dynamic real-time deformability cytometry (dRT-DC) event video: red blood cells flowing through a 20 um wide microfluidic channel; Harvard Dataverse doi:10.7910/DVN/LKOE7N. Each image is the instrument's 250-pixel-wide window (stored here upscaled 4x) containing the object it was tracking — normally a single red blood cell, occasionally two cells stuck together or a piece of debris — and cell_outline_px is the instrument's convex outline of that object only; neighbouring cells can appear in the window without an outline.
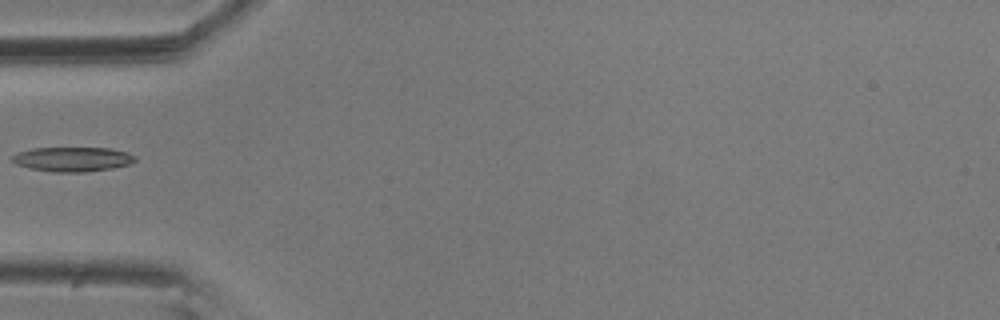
{"species": "common noctule bat (a hibernating species)", "species_latin": "Nyctalus noctula", "temperature_condition": "room temperature", "stored_images_in_passage": 5, "camera_frame_rate_fps": 3000, "um_per_image_px": 0.085, "animal": {"sex": "male", "body_mass_g": 20.5, "forearm_length_mm": 52.5}, "frame": {"image": 1, "passage_image": 3, "time_ms": 0.667, "image_size_px": [1000, 320], "cell_outline_px": [[136, 160], [128, 164], [112, 168], [84, 172], [52, 172], [32, 168], [16, 164], [12, 160], [12, 156], [16, 152], [32, 148], [108, 148], [128, 152], [136, 156]], "centroid_in_image_um": [6.16, 13.52], "position_along_channel_um": 78.8, "area_um2": 17.51}}
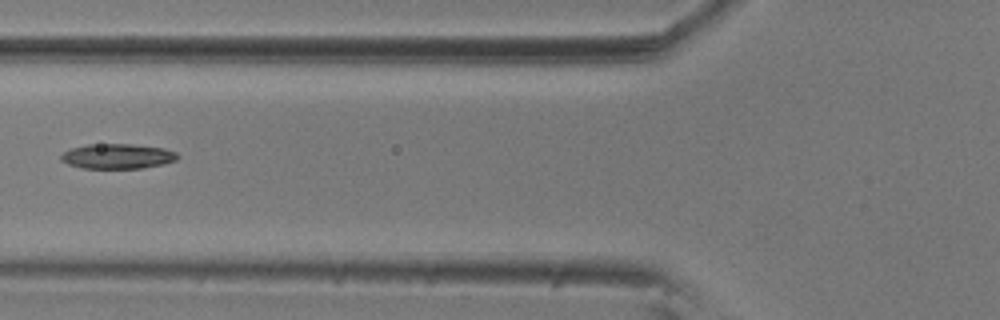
{"frame": {"image": 2, "passage_image": 4, "time_ms": 1.0, "image_size_px": [1000, 320], "cell_outline_px": [[180, 156], [176, 160], [164, 164], [144, 168], [80, 168], [68, 164], [60, 160], [60, 156], [64, 152], [72, 148], [88, 144], [132, 144], [164, 148], [176, 152]], "centroid_in_image_um": [10.0, 13.28], "position_along_channel_um": 115.8, "area_um2": 17.05}}
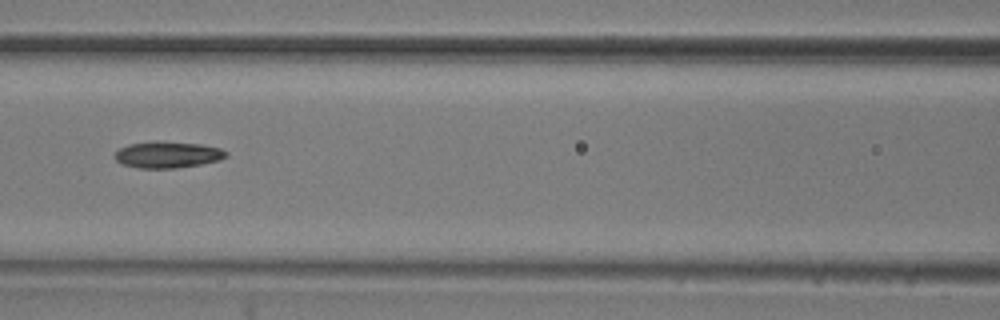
{"frame": {"image": 3, "passage_image": 5, "time_ms": 1.333, "image_size_px": [1000, 320], "cell_outline_px": [[228, 156], [220, 160], [200, 164], [176, 168], [140, 168], [120, 164], [112, 156], [120, 148], [128, 144], [204, 144], [220, 148], [228, 152]], "centroid_in_image_um": [14.27, 13.2], "position_along_channel_um": 152.3, "area_um2": 16.42}}